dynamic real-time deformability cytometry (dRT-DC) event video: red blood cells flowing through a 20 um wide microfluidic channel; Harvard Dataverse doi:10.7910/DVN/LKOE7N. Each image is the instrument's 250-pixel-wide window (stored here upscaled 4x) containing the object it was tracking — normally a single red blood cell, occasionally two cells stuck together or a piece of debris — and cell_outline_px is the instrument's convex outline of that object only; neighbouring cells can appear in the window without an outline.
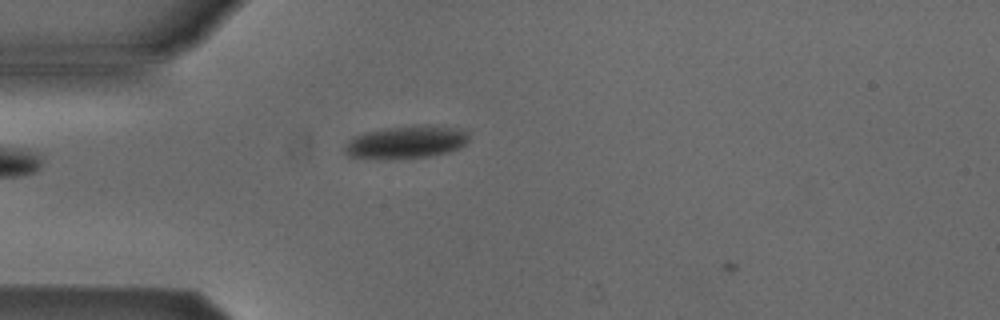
{"species": "Egyptian fruit bat (a non-hibernating species)", "species_latin": "Rousettus aegyptiacus", "temperature_condition": "cold", "stored_images_in_passage": 4, "camera_frame_rate_fps": 3000, "um_per_image_px": 0.085, "animal": {"sex": "male"}, "frame": {"image": 1, "passage_image": 3, "time_ms": 0.667, "image_size_px": [1000, 320], "cell_outline_px": [[468, 140], [460, 148], [448, 152], [428, 156], [380, 160], [348, 156], [344, 152], [344, 148], [348, 140], [364, 132], [388, 128], [428, 124], [460, 128], [468, 136]], "centroid_in_image_um": [34.5, 12.09], "position_along_channel_um": 50.5, "area_um2": 23.76}}